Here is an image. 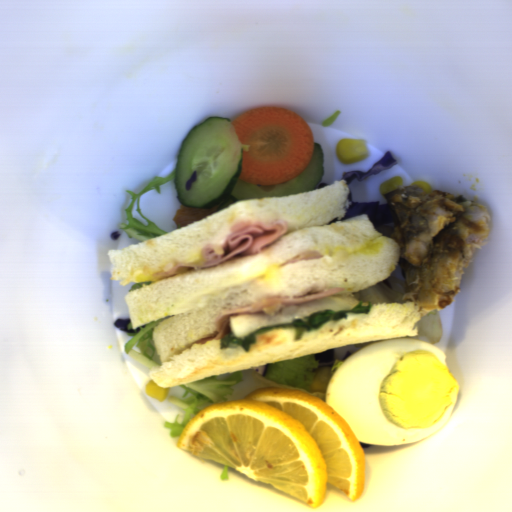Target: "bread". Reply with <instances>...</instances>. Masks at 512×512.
Returning a JSON list of instances; mask_svg holds the SVG:
<instances>
[{
  "instance_id": "1",
  "label": "bread",
  "mask_w": 512,
  "mask_h": 512,
  "mask_svg": "<svg viewBox=\"0 0 512 512\" xmlns=\"http://www.w3.org/2000/svg\"><path fill=\"white\" fill-rule=\"evenodd\" d=\"M284 197L237 200L206 218L158 237L110 249L111 280L119 285L153 282L126 294L133 329L163 317L152 330L160 360L148 372L159 387L170 388L311 353L373 341L417 336L419 306L371 303L367 314H347L328 321L295 340L293 329L259 333L249 351L221 347L220 339L198 343L217 332L223 311L271 297H291L330 288L333 296L355 299L354 293L379 283L398 267L400 245L382 235L367 214L344 217L350 184ZM286 220L288 234L258 252L202 270L180 269L175 275L153 277L178 263H203L207 246L222 253V244L236 222ZM324 257L281 265L309 251Z\"/></svg>"
}]
</instances>
